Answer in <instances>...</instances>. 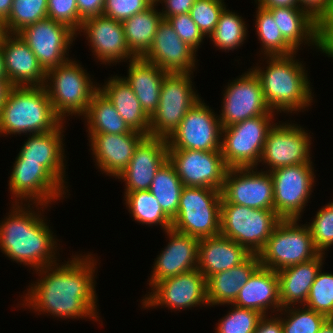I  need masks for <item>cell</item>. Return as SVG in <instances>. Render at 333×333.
I'll use <instances>...</instances> for the list:
<instances>
[{"label": "cell", "mask_w": 333, "mask_h": 333, "mask_svg": "<svg viewBox=\"0 0 333 333\" xmlns=\"http://www.w3.org/2000/svg\"><path fill=\"white\" fill-rule=\"evenodd\" d=\"M294 55L266 56L269 58L266 70L253 68L259 78L265 102L273 112L276 109V112L292 113L311 105L313 97L310 80L307 79L305 67L295 60Z\"/></svg>", "instance_id": "3"}, {"label": "cell", "mask_w": 333, "mask_h": 333, "mask_svg": "<svg viewBox=\"0 0 333 333\" xmlns=\"http://www.w3.org/2000/svg\"><path fill=\"white\" fill-rule=\"evenodd\" d=\"M99 89L111 101L118 114L133 131L149 136L150 117L144 112L132 88L121 77L109 78Z\"/></svg>", "instance_id": "33"}, {"label": "cell", "mask_w": 333, "mask_h": 333, "mask_svg": "<svg viewBox=\"0 0 333 333\" xmlns=\"http://www.w3.org/2000/svg\"><path fill=\"white\" fill-rule=\"evenodd\" d=\"M124 199L133 219L139 223L149 226L159 224L164 231L171 229L172 220L149 190L128 192Z\"/></svg>", "instance_id": "37"}, {"label": "cell", "mask_w": 333, "mask_h": 333, "mask_svg": "<svg viewBox=\"0 0 333 333\" xmlns=\"http://www.w3.org/2000/svg\"><path fill=\"white\" fill-rule=\"evenodd\" d=\"M169 243L154 263L149 285L197 268L199 239L173 230H166Z\"/></svg>", "instance_id": "24"}, {"label": "cell", "mask_w": 333, "mask_h": 333, "mask_svg": "<svg viewBox=\"0 0 333 333\" xmlns=\"http://www.w3.org/2000/svg\"><path fill=\"white\" fill-rule=\"evenodd\" d=\"M166 20L173 27L179 38L197 51L204 39V35L192 20L191 15L189 13L179 14L168 17Z\"/></svg>", "instance_id": "48"}, {"label": "cell", "mask_w": 333, "mask_h": 333, "mask_svg": "<svg viewBox=\"0 0 333 333\" xmlns=\"http://www.w3.org/2000/svg\"><path fill=\"white\" fill-rule=\"evenodd\" d=\"M323 258L324 255L320 253L316 258L277 272L282 308L293 307L297 303L305 305L311 285L322 268Z\"/></svg>", "instance_id": "31"}, {"label": "cell", "mask_w": 333, "mask_h": 333, "mask_svg": "<svg viewBox=\"0 0 333 333\" xmlns=\"http://www.w3.org/2000/svg\"><path fill=\"white\" fill-rule=\"evenodd\" d=\"M322 25L333 12V0H299V7Z\"/></svg>", "instance_id": "49"}, {"label": "cell", "mask_w": 333, "mask_h": 333, "mask_svg": "<svg viewBox=\"0 0 333 333\" xmlns=\"http://www.w3.org/2000/svg\"><path fill=\"white\" fill-rule=\"evenodd\" d=\"M62 129L63 123L55 130L29 135L18 157L24 162L40 163L64 186Z\"/></svg>", "instance_id": "26"}, {"label": "cell", "mask_w": 333, "mask_h": 333, "mask_svg": "<svg viewBox=\"0 0 333 333\" xmlns=\"http://www.w3.org/2000/svg\"><path fill=\"white\" fill-rule=\"evenodd\" d=\"M73 257L64 265L56 263L37 269L41 278L45 277L30 286L22 305L60 318L89 317L99 320L93 282L95 259L91 254L82 258L77 255Z\"/></svg>", "instance_id": "1"}, {"label": "cell", "mask_w": 333, "mask_h": 333, "mask_svg": "<svg viewBox=\"0 0 333 333\" xmlns=\"http://www.w3.org/2000/svg\"><path fill=\"white\" fill-rule=\"evenodd\" d=\"M184 185L181 182L175 167L167 160L156 172L149 191L157 199L163 212L173 220L178 211L181 191Z\"/></svg>", "instance_id": "36"}, {"label": "cell", "mask_w": 333, "mask_h": 333, "mask_svg": "<svg viewBox=\"0 0 333 333\" xmlns=\"http://www.w3.org/2000/svg\"><path fill=\"white\" fill-rule=\"evenodd\" d=\"M151 5L149 0H105L102 15L122 22Z\"/></svg>", "instance_id": "47"}, {"label": "cell", "mask_w": 333, "mask_h": 333, "mask_svg": "<svg viewBox=\"0 0 333 333\" xmlns=\"http://www.w3.org/2000/svg\"><path fill=\"white\" fill-rule=\"evenodd\" d=\"M168 160L186 187L221 191L228 167L221 150L168 149Z\"/></svg>", "instance_id": "11"}, {"label": "cell", "mask_w": 333, "mask_h": 333, "mask_svg": "<svg viewBox=\"0 0 333 333\" xmlns=\"http://www.w3.org/2000/svg\"><path fill=\"white\" fill-rule=\"evenodd\" d=\"M282 218L275 210L255 209L221 202L220 234L259 254Z\"/></svg>", "instance_id": "5"}, {"label": "cell", "mask_w": 333, "mask_h": 333, "mask_svg": "<svg viewBox=\"0 0 333 333\" xmlns=\"http://www.w3.org/2000/svg\"><path fill=\"white\" fill-rule=\"evenodd\" d=\"M48 0H13L8 18L3 22L5 33L17 34L26 26L48 18Z\"/></svg>", "instance_id": "40"}, {"label": "cell", "mask_w": 333, "mask_h": 333, "mask_svg": "<svg viewBox=\"0 0 333 333\" xmlns=\"http://www.w3.org/2000/svg\"><path fill=\"white\" fill-rule=\"evenodd\" d=\"M152 4H157L160 0H149Z\"/></svg>", "instance_id": "60"}, {"label": "cell", "mask_w": 333, "mask_h": 333, "mask_svg": "<svg viewBox=\"0 0 333 333\" xmlns=\"http://www.w3.org/2000/svg\"><path fill=\"white\" fill-rule=\"evenodd\" d=\"M225 8L223 0H196L189 14L205 37L213 33Z\"/></svg>", "instance_id": "44"}, {"label": "cell", "mask_w": 333, "mask_h": 333, "mask_svg": "<svg viewBox=\"0 0 333 333\" xmlns=\"http://www.w3.org/2000/svg\"><path fill=\"white\" fill-rule=\"evenodd\" d=\"M47 16L80 33L83 20L79 16L76 0H48Z\"/></svg>", "instance_id": "46"}, {"label": "cell", "mask_w": 333, "mask_h": 333, "mask_svg": "<svg viewBox=\"0 0 333 333\" xmlns=\"http://www.w3.org/2000/svg\"><path fill=\"white\" fill-rule=\"evenodd\" d=\"M234 307L216 327V333H254L263 314L256 310Z\"/></svg>", "instance_id": "43"}, {"label": "cell", "mask_w": 333, "mask_h": 333, "mask_svg": "<svg viewBox=\"0 0 333 333\" xmlns=\"http://www.w3.org/2000/svg\"><path fill=\"white\" fill-rule=\"evenodd\" d=\"M256 29L261 41L264 56H286L296 54V50L283 38L272 13L258 5Z\"/></svg>", "instance_id": "38"}, {"label": "cell", "mask_w": 333, "mask_h": 333, "mask_svg": "<svg viewBox=\"0 0 333 333\" xmlns=\"http://www.w3.org/2000/svg\"><path fill=\"white\" fill-rule=\"evenodd\" d=\"M19 204L15 203L8 218L0 223V249L13 261L35 270L55 264L57 242L52 230L41 212L32 211L29 203L27 208Z\"/></svg>", "instance_id": "2"}, {"label": "cell", "mask_w": 333, "mask_h": 333, "mask_svg": "<svg viewBox=\"0 0 333 333\" xmlns=\"http://www.w3.org/2000/svg\"><path fill=\"white\" fill-rule=\"evenodd\" d=\"M129 62V75L124 79L132 88L144 112L151 117L158 107L162 81L168 72L142 57Z\"/></svg>", "instance_id": "30"}, {"label": "cell", "mask_w": 333, "mask_h": 333, "mask_svg": "<svg viewBox=\"0 0 333 333\" xmlns=\"http://www.w3.org/2000/svg\"><path fill=\"white\" fill-rule=\"evenodd\" d=\"M265 9L277 7H299V0H256Z\"/></svg>", "instance_id": "54"}, {"label": "cell", "mask_w": 333, "mask_h": 333, "mask_svg": "<svg viewBox=\"0 0 333 333\" xmlns=\"http://www.w3.org/2000/svg\"><path fill=\"white\" fill-rule=\"evenodd\" d=\"M96 164L106 175H120L129 164L134 150L145 137L136 131L125 134L88 133Z\"/></svg>", "instance_id": "25"}, {"label": "cell", "mask_w": 333, "mask_h": 333, "mask_svg": "<svg viewBox=\"0 0 333 333\" xmlns=\"http://www.w3.org/2000/svg\"><path fill=\"white\" fill-rule=\"evenodd\" d=\"M0 78H7L6 73H5V65H4V58H3V51L1 48V43H0Z\"/></svg>", "instance_id": "58"}, {"label": "cell", "mask_w": 333, "mask_h": 333, "mask_svg": "<svg viewBox=\"0 0 333 333\" xmlns=\"http://www.w3.org/2000/svg\"><path fill=\"white\" fill-rule=\"evenodd\" d=\"M195 57L196 50L182 41L169 22L163 19L150 49L142 58L168 73H193Z\"/></svg>", "instance_id": "21"}, {"label": "cell", "mask_w": 333, "mask_h": 333, "mask_svg": "<svg viewBox=\"0 0 333 333\" xmlns=\"http://www.w3.org/2000/svg\"><path fill=\"white\" fill-rule=\"evenodd\" d=\"M13 85L7 78H0V112Z\"/></svg>", "instance_id": "55"}, {"label": "cell", "mask_w": 333, "mask_h": 333, "mask_svg": "<svg viewBox=\"0 0 333 333\" xmlns=\"http://www.w3.org/2000/svg\"><path fill=\"white\" fill-rule=\"evenodd\" d=\"M76 2L79 16L83 21L103 13L105 0H76Z\"/></svg>", "instance_id": "51"}, {"label": "cell", "mask_w": 333, "mask_h": 333, "mask_svg": "<svg viewBox=\"0 0 333 333\" xmlns=\"http://www.w3.org/2000/svg\"><path fill=\"white\" fill-rule=\"evenodd\" d=\"M191 74L168 73L164 77L158 107L150 117L149 136L168 139L201 100L192 89Z\"/></svg>", "instance_id": "10"}, {"label": "cell", "mask_w": 333, "mask_h": 333, "mask_svg": "<svg viewBox=\"0 0 333 333\" xmlns=\"http://www.w3.org/2000/svg\"><path fill=\"white\" fill-rule=\"evenodd\" d=\"M268 10L272 13L283 38L296 51L303 41L306 44H315L321 51V25L301 7H277Z\"/></svg>", "instance_id": "29"}, {"label": "cell", "mask_w": 333, "mask_h": 333, "mask_svg": "<svg viewBox=\"0 0 333 333\" xmlns=\"http://www.w3.org/2000/svg\"><path fill=\"white\" fill-rule=\"evenodd\" d=\"M297 221L282 219L278 223L258 254L262 267L278 272L320 254L313 243L309 227L306 224L299 226Z\"/></svg>", "instance_id": "8"}, {"label": "cell", "mask_w": 333, "mask_h": 333, "mask_svg": "<svg viewBox=\"0 0 333 333\" xmlns=\"http://www.w3.org/2000/svg\"><path fill=\"white\" fill-rule=\"evenodd\" d=\"M62 123L44 86H13L0 112V134H40Z\"/></svg>", "instance_id": "4"}, {"label": "cell", "mask_w": 333, "mask_h": 333, "mask_svg": "<svg viewBox=\"0 0 333 333\" xmlns=\"http://www.w3.org/2000/svg\"><path fill=\"white\" fill-rule=\"evenodd\" d=\"M266 317L267 315H263L254 333H283L280 317H272L269 319Z\"/></svg>", "instance_id": "53"}, {"label": "cell", "mask_w": 333, "mask_h": 333, "mask_svg": "<svg viewBox=\"0 0 333 333\" xmlns=\"http://www.w3.org/2000/svg\"><path fill=\"white\" fill-rule=\"evenodd\" d=\"M319 270L304 306L333 318V274Z\"/></svg>", "instance_id": "42"}, {"label": "cell", "mask_w": 333, "mask_h": 333, "mask_svg": "<svg viewBox=\"0 0 333 333\" xmlns=\"http://www.w3.org/2000/svg\"><path fill=\"white\" fill-rule=\"evenodd\" d=\"M220 205V190L184 186L171 228L198 239L219 235Z\"/></svg>", "instance_id": "7"}, {"label": "cell", "mask_w": 333, "mask_h": 333, "mask_svg": "<svg viewBox=\"0 0 333 333\" xmlns=\"http://www.w3.org/2000/svg\"><path fill=\"white\" fill-rule=\"evenodd\" d=\"M17 34L30 47L45 71L69 60L67 50L76 36L68 26L50 18L26 26Z\"/></svg>", "instance_id": "16"}, {"label": "cell", "mask_w": 333, "mask_h": 333, "mask_svg": "<svg viewBox=\"0 0 333 333\" xmlns=\"http://www.w3.org/2000/svg\"><path fill=\"white\" fill-rule=\"evenodd\" d=\"M245 22L242 18L226 8L222 11L213 33L208 36L215 46L223 50H232L241 46L246 39Z\"/></svg>", "instance_id": "39"}, {"label": "cell", "mask_w": 333, "mask_h": 333, "mask_svg": "<svg viewBox=\"0 0 333 333\" xmlns=\"http://www.w3.org/2000/svg\"><path fill=\"white\" fill-rule=\"evenodd\" d=\"M164 2L165 10L161 13L164 20L179 14L190 13V9L196 0H160L159 3Z\"/></svg>", "instance_id": "50"}, {"label": "cell", "mask_w": 333, "mask_h": 333, "mask_svg": "<svg viewBox=\"0 0 333 333\" xmlns=\"http://www.w3.org/2000/svg\"><path fill=\"white\" fill-rule=\"evenodd\" d=\"M260 266L259 255L251 254L238 266L209 277L206 280L208 306L233 304L241 287Z\"/></svg>", "instance_id": "32"}, {"label": "cell", "mask_w": 333, "mask_h": 333, "mask_svg": "<svg viewBox=\"0 0 333 333\" xmlns=\"http://www.w3.org/2000/svg\"><path fill=\"white\" fill-rule=\"evenodd\" d=\"M82 68L69 59L46 71L44 87L54 111L63 121L66 113L84 115L92 95L99 89Z\"/></svg>", "instance_id": "6"}, {"label": "cell", "mask_w": 333, "mask_h": 333, "mask_svg": "<svg viewBox=\"0 0 333 333\" xmlns=\"http://www.w3.org/2000/svg\"><path fill=\"white\" fill-rule=\"evenodd\" d=\"M80 31L85 33L93 53L102 63L135 58L129 51L120 21L105 15L90 17L83 21Z\"/></svg>", "instance_id": "22"}, {"label": "cell", "mask_w": 333, "mask_h": 333, "mask_svg": "<svg viewBox=\"0 0 333 333\" xmlns=\"http://www.w3.org/2000/svg\"><path fill=\"white\" fill-rule=\"evenodd\" d=\"M274 114L246 119L221 131V154L229 169L257 167ZM272 123H271V122Z\"/></svg>", "instance_id": "9"}, {"label": "cell", "mask_w": 333, "mask_h": 333, "mask_svg": "<svg viewBox=\"0 0 333 333\" xmlns=\"http://www.w3.org/2000/svg\"><path fill=\"white\" fill-rule=\"evenodd\" d=\"M283 310L288 313V319L287 317L286 319L280 317L283 333H318L320 327L327 319L323 314L309 309L304 305L301 309L292 308L291 306L285 307L280 312Z\"/></svg>", "instance_id": "41"}, {"label": "cell", "mask_w": 333, "mask_h": 333, "mask_svg": "<svg viewBox=\"0 0 333 333\" xmlns=\"http://www.w3.org/2000/svg\"><path fill=\"white\" fill-rule=\"evenodd\" d=\"M321 51L333 57V12L321 25Z\"/></svg>", "instance_id": "52"}, {"label": "cell", "mask_w": 333, "mask_h": 333, "mask_svg": "<svg viewBox=\"0 0 333 333\" xmlns=\"http://www.w3.org/2000/svg\"><path fill=\"white\" fill-rule=\"evenodd\" d=\"M4 34H5L4 26L3 23L0 21V41Z\"/></svg>", "instance_id": "59"}, {"label": "cell", "mask_w": 333, "mask_h": 333, "mask_svg": "<svg viewBox=\"0 0 333 333\" xmlns=\"http://www.w3.org/2000/svg\"><path fill=\"white\" fill-rule=\"evenodd\" d=\"M13 0H0V21L3 23L9 16Z\"/></svg>", "instance_id": "56"}, {"label": "cell", "mask_w": 333, "mask_h": 333, "mask_svg": "<svg viewBox=\"0 0 333 333\" xmlns=\"http://www.w3.org/2000/svg\"><path fill=\"white\" fill-rule=\"evenodd\" d=\"M210 109L202 100L198 101L167 139L168 149L221 150L222 127L219 117Z\"/></svg>", "instance_id": "13"}, {"label": "cell", "mask_w": 333, "mask_h": 333, "mask_svg": "<svg viewBox=\"0 0 333 333\" xmlns=\"http://www.w3.org/2000/svg\"><path fill=\"white\" fill-rule=\"evenodd\" d=\"M233 305L253 309L263 315L270 307L273 311H280L282 306L277 272L260 266L241 287Z\"/></svg>", "instance_id": "28"}, {"label": "cell", "mask_w": 333, "mask_h": 333, "mask_svg": "<svg viewBox=\"0 0 333 333\" xmlns=\"http://www.w3.org/2000/svg\"><path fill=\"white\" fill-rule=\"evenodd\" d=\"M223 98L222 113L219 115L222 128L274 113L265 102L259 78L253 69L228 84Z\"/></svg>", "instance_id": "17"}, {"label": "cell", "mask_w": 333, "mask_h": 333, "mask_svg": "<svg viewBox=\"0 0 333 333\" xmlns=\"http://www.w3.org/2000/svg\"><path fill=\"white\" fill-rule=\"evenodd\" d=\"M307 226L316 249L325 254L324 251L333 245V202L321 208Z\"/></svg>", "instance_id": "45"}, {"label": "cell", "mask_w": 333, "mask_h": 333, "mask_svg": "<svg viewBox=\"0 0 333 333\" xmlns=\"http://www.w3.org/2000/svg\"><path fill=\"white\" fill-rule=\"evenodd\" d=\"M151 287L152 292L142 300L144 308L164 305L179 310L208 305L206 278L197 268L158 281Z\"/></svg>", "instance_id": "15"}, {"label": "cell", "mask_w": 333, "mask_h": 333, "mask_svg": "<svg viewBox=\"0 0 333 333\" xmlns=\"http://www.w3.org/2000/svg\"><path fill=\"white\" fill-rule=\"evenodd\" d=\"M310 135L296 124L275 125L269 130L260 163L272 171L281 167L312 163Z\"/></svg>", "instance_id": "18"}, {"label": "cell", "mask_w": 333, "mask_h": 333, "mask_svg": "<svg viewBox=\"0 0 333 333\" xmlns=\"http://www.w3.org/2000/svg\"><path fill=\"white\" fill-rule=\"evenodd\" d=\"M9 180V189L16 197L15 203L23 199L33 204L44 207L54 199L64 197L67 187L63 186L43 165L40 163L24 162L18 156L12 169ZM19 198V199H18Z\"/></svg>", "instance_id": "19"}, {"label": "cell", "mask_w": 333, "mask_h": 333, "mask_svg": "<svg viewBox=\"0 0 333 333\" xmlns=\"http://www.w3.org/2000/svg\"><path fill=\"white\" fill-rule=\"evenodd\" d=\"M220 192L221 202L274 210L273 182L269 171L257 172L253 167L228 169Z\"/></svg>", "instance_id": "14"}, {"label": "cell", "mask_w": 333, "mask_h": 333, "mask_svg": "<svg viewBox=\"0 0 333 333\" xmlns=\"http://www.w3.org/2000/svg\"><path fill=\"white\" fill-rule=\"evenodd\" d=\"M318 333H333V318H327Z\"/></svg>", "instance_id": "57"}, {"label": "cell", "mask_w": 333, "mask_h": 333, "mask_svg": "<svg viewBox=\"0 0 333 333\" xmlns=\"http://www.w3.org/2000/svg\"><path fill=\"white\" fill-rule=\"evenodd\" d=\"M168 160L167 139L145 136L137 145L126 169L118 179L126 181L128 192L149 190L156 172Z\"/></svg>", "instance_id": "20"}, {"label": "cell", "mask_w": 333, "mask_h": 333, "mask_svg": "<svg viewBox=\"0 0 333 333\" xmlns=\"http://www.w3.org/2000/svg\"><path fill=\"white\" fill-rule=\"evenodd\" d=\"M83 116L87 120L89 133L125 134L132 131L100 89L92 95Z\"/></svg>", "instance_id": "35"}, {"label": "cell", "mask_w": 333, "mask_h": 333, "mask_svg": "<svg viewBox=\"0 0 333 333\" xmlns=\"http://www.w3.org/2000/svg\"><path fill=\"white\" fill-rule=\"evenodd\" d=\"M0 43L5 73L13 86H44L46 71L18 34L5 33Z\"/></svg>", "instance_id": "23"}, {"label": "cell", "mask_w": 333, "mask_h": 333, "mask_svg": "<svg viewBox=\"0 0 333 333\" xmlns=\"http://www.w3.org/2000/svg\"><path fill=\"white\" fill-rule=\"evenodd\" d=\"M152 4L145 11L122 21L126 43L135 58L143 57L151 47L163 17Z\"/></svg>", "instance_id": "34"}, {"label": "cell", "mask_w": 333, "mask_h": 333, "mask_svg": "<svg viewBox=\"0 0 333 333\" xmlns=\"http://www.w3.org/2000/svg\"><path fill=\"white\" fill-rule=\"evenodd\" d=\"M312 163L281 167L271 174L274 210L282 219H299L314 183Z\"/></svg>", "instance_id": "12"}, {"label": "cell", "mask_w": 333, "mask_h": 333, "mask_svg": "<svg viewBox=\"0 0 333 333\" xmlns=\"http://www.w3.org/2000/svg\"><path fill=\"white\" fill-rule=\"evenodd\" d=\"M251 254L240 244L219 234L199 239L197 269L206 280L212 275L238 266Z\"/></svg>", "instance_id": "27"}]
</instances>
